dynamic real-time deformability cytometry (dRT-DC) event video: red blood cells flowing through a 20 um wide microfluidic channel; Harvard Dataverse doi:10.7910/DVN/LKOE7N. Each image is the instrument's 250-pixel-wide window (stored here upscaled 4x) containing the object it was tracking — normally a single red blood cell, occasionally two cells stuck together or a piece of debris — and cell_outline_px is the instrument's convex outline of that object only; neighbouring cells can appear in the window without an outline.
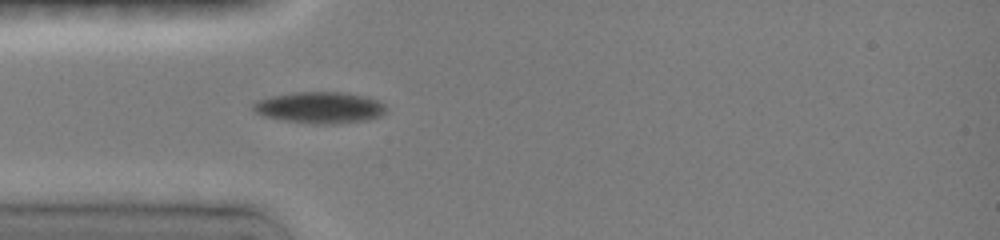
{"species": "common noctule bat (a hibernating species)", "species_latin": "Nyctalus noctula", "temperature_condition": "room temperature", "stored_images_in_passage": 1, "camera_frame_rate_fps": 3000, "um_per_image_px": 0.085, "animal": {"sex": "female", "body_mass_g": 19.0, "forearm_length_mm": 51.5}, "frame": {"image": 1, "passage_image": 1, "time_ms": 0.0, "image_size_px": [1000, 240], "cell_outline_px": [[388, 108], [380, 116], [368, 120], [336, 124], [312, 124], [284, 120], [264, 116], [252, 112], [252, 104], [256, 100], [272, 96], [296, 92], [336, 92], [360, 96], [376, 100], [384, 104]], "centroid_in_image_um": [27.13, 9.16], "position_along_channel_um": 57.9, "area_um2": 24.28}}